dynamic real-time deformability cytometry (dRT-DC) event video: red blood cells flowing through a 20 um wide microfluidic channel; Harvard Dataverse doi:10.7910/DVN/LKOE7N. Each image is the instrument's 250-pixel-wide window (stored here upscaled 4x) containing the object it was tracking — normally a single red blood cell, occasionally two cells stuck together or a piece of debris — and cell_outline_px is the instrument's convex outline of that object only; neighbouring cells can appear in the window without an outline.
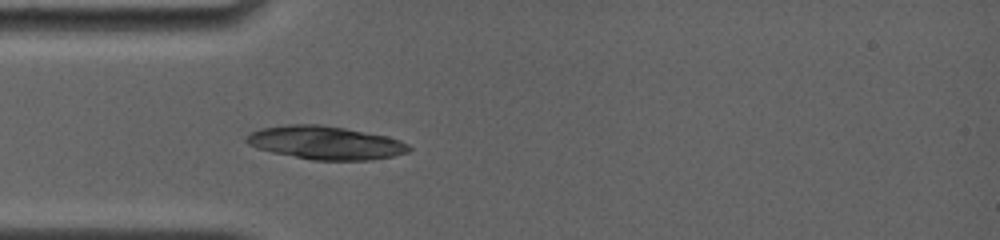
{"species": "common noctule bat (a hibernating species)", "species_latin": "Nyctalus noctula", "temperature_condition": "room temperature", "stored_images_in_passage": 1, "camera_frame_rate_fps": 4000, "um_per_image_px": 0.085, "animal": {"sex": "female", "body_mass_g": 19.0, "forearm_length_mm": 56.7}, "frame": {"image": 1, "passage_image": 1, "time_ms": 0.0, "image_size_px": [1000, 240], "cell_outline_px": [[412, 148], [408, 152], [392, 156], [372, 160], [312, 160], [272, 152], [256, 148], [248, 144], [244, 140], [244, 136], [260, 128], [288, 124], [320, 124], [344, 128], [388, 136], [400, 140], [408, 144]], "centroid_in_image_um": [27.64, 12.13], "position_along_channel_um": 57.4, "area_um2": 31.67}}